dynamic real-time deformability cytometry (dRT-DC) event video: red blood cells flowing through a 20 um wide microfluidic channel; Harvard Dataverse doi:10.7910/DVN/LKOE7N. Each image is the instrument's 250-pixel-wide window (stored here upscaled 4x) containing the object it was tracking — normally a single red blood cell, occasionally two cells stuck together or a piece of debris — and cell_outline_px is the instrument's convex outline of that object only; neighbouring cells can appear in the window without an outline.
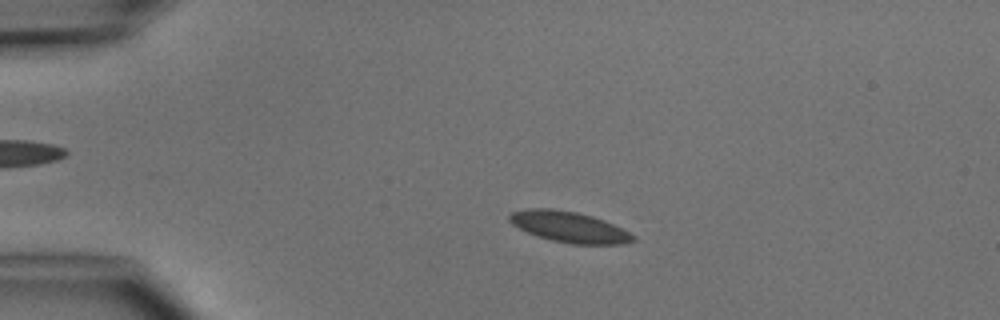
{"species": "common noctule bat (a hibernating species)", "species_latin": "Nyctalus noctula", "temperature_condition": "cold", "stored_images_in_passage": 3, "camera_frame_rate_fps": 3000, "um_per_image_px": 0.085, "animal": {"sex": "male", "body_mass_g": 15.6}, "frame": {"image": 1, "passage_image": 2, "time_ms": 1.333, "image_size_px": [1000, 320], "cell_outline_px": [[636, 240], [624, 244], [572, 244], [552, 240], [528, 232], [512, 224], [508, 220], [508, 216], [512, 212], [528, 208], [552, 208], [576, 212], [592, 216], [604, 220], [636, 236]], "centroid_in_image_um": [48.38, 19.28], "position_along_channel_um": 36.6, "area_um2": 22.02}}